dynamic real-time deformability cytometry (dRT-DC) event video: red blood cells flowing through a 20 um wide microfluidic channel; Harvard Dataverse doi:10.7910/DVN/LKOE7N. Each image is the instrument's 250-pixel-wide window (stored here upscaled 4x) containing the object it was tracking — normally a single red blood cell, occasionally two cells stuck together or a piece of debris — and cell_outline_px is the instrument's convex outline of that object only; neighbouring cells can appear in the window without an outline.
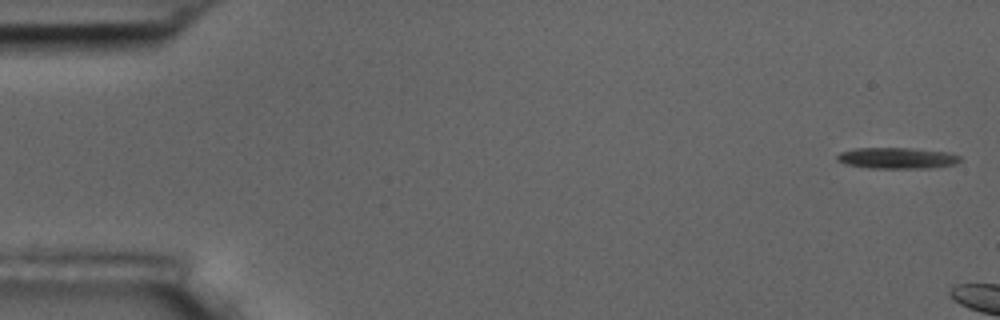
{"species": "common noctule bat (a hibernating species)", "species_latin": "Nyctalus noctula", "temperature_condition": "room temperature", "stored_images_in_passage": 3, "camera_frame_rate_fps": 3000, "um_per_image_px": 0.085, "animal": {"sex": "male", "body_mass_g": 17.5, "forearm_length_mm": 52.3}, "frame": {"image": 1, "passage_image": 1, "time_ms": 0.0, "image_size_px": [1000, 320], "cell_outline_px": [[964, 160], [956, 164], [928, 168], [868, 168], [844, 164], [836, 160], [836, 156], [840, 152], [856, 148], [908, 148], [948, 152], [960, 156]], "centroid_in_image_um": [76.25, 13.44], "position_along_channel_um": 8.8, "area_um2": 15.26}}